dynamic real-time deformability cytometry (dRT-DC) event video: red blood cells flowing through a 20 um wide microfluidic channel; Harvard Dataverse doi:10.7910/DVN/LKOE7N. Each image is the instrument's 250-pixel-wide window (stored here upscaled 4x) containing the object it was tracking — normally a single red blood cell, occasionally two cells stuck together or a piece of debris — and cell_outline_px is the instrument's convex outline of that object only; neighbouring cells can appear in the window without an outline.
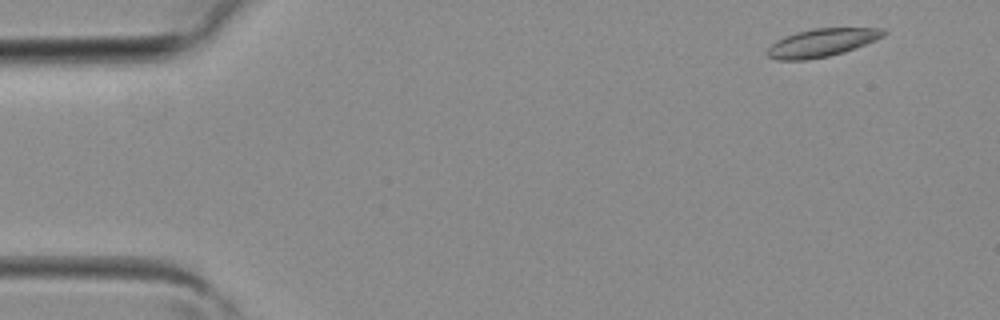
{"species": "common noctule bat (a hibernating species)", "species_latin": "Nyctalus noctula", "temperature_condition": "room temperature", "stored_images_in_passage": 3, "camera_frame_rate_fps": 3000, "um_per_image_px": 0.085, "animal": {"sex": "female", "body_mass_g": 19.3, "forearm_length_mm": 54.1}, "frame": {"image": 1, "passage_image": 3, "time_ms": 0.667, "image_size_px": [1000, 320], "cell_outline_px": [[888, 32], [884, 36], [844, 52], [828, 56], [804, 60], [776, 60], [768, 56], [768, 48], [776, 40], [784, 36], [796, 32], [816, 28], [884, 28]], "centroid_in_image_um": [69.85, 3.62], "position_along_channel_um": 15.2, "area_um2": 18.84}}